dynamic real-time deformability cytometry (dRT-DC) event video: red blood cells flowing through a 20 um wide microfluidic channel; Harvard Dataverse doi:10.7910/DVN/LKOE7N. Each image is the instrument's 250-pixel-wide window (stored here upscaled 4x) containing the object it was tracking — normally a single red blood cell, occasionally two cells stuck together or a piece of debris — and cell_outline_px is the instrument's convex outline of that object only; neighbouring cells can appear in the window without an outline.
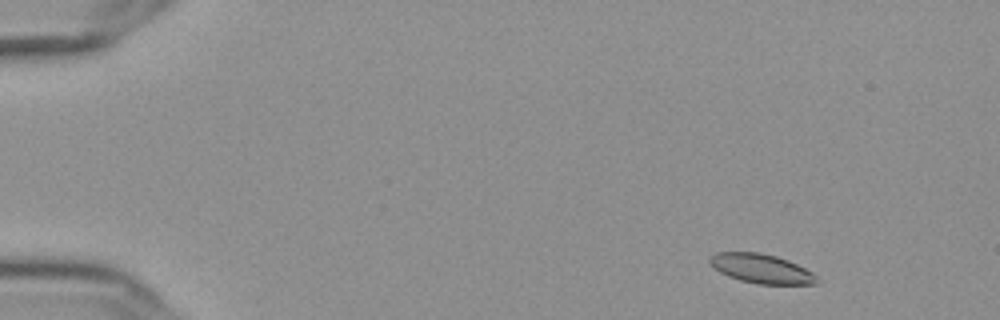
{"species": "Egyptian fruit bat (a non-hibernating species)", "species_latin": "Rousettus aegyptiacus", "temperature_condition": "cold", "stored_images_in_passage": 55, "camera_frame_rate_fps": 3000, "um_per_image_px": 0.085, "frame": {"image": 1, "passage_image": 4, "time_ms": 1.0, "image_size_px": [1000, 320], "cell_outline_px": [[816, 284], [756, 284], [740, 280], [728, 276], [720, 272], [708, 260], [716, 252], [760, 252], [776, 256], [788, 260], [812, 272], [816, 276]], "centroid_in_image_um": [64.71, 22.83], "position_along_channel_um": 20.3, "area_um2": 18.03}}
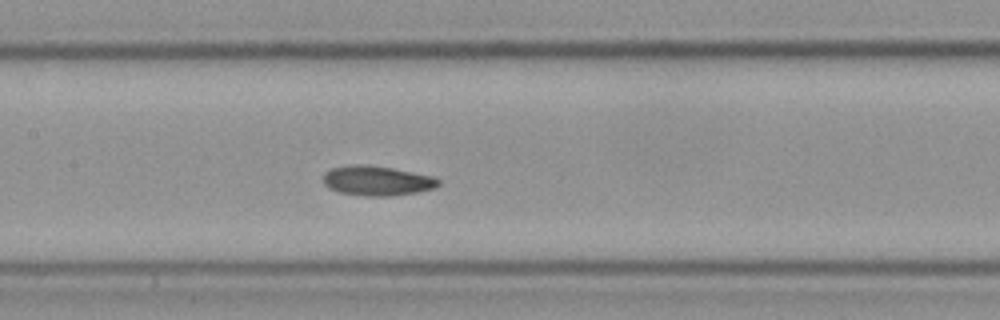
{"frame": {"image": 2, "passage_image": 26, "time_ms": 8.333, "image_size_px": [1000, 320], "cell_outline_px": [[440, 184], [436, 188], [416, 192], [392, 196], [364, 196], [340, 192], [328, 188], [324, 184], [324, 172], [332, 168], [352, 164], [360, 164], [392, 168], [432, 176], [440, 180]], "centroid_in_image_um": [32.04, 15.37], "position_along_channel_um": 175.4, "area_um2": 19.94}}
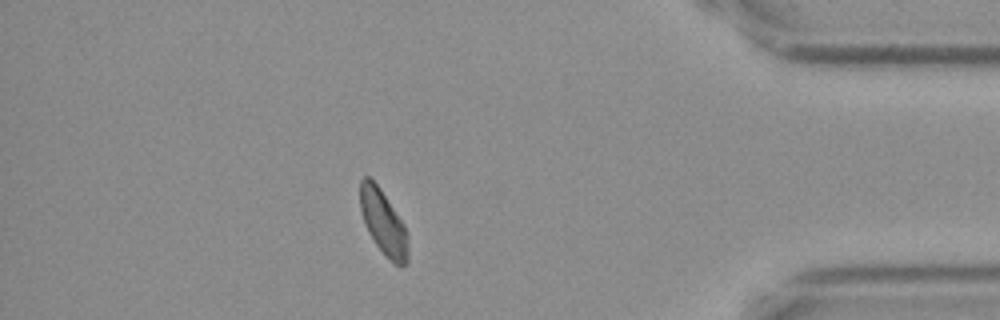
{"frame": {"image": 3, "passage_image": 48, "time_ms": 15.667, "image_size_px": [1000, 320], "cell_outline_px": [[408, 260], [400, 268], [376, 244], [368, 232], [364, 224], [360, 208], [360, 180], [364, 176], [368, 176], [380, 188], [404, 224], [408, 236]], "centroid_in_image_um": [32.58, 18.89], "position_along_channel_um": 402.6, "area_um2": 17.86}, "authors_computed_cell_mechanics": {"area_um2": 19.1896, "velocity_mm_per_s": 3.5835, "shape_relaxation_time_tau1_ms": 5.6102, "shape_relaxation_time_tau2_ms": 2.4224, "deformation_change_tau1": 0.1499, "deformation_change_tau2": 0.0808}}